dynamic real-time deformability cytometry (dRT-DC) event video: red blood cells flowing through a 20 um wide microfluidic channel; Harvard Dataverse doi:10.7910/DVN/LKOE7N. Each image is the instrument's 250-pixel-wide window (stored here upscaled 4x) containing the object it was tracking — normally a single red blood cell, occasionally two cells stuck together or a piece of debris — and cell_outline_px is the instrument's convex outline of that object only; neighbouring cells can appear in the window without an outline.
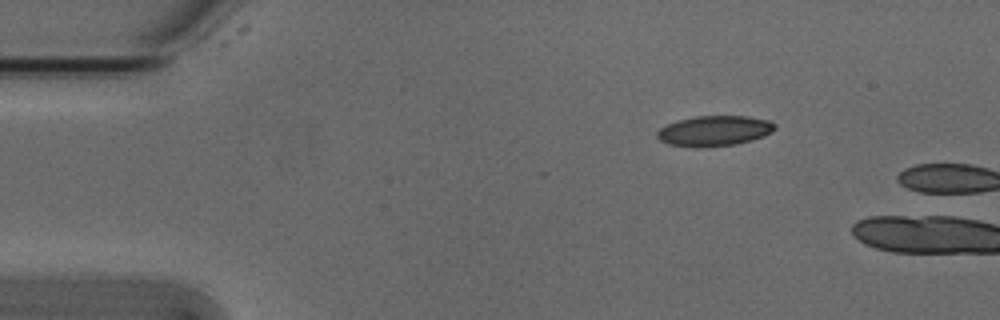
{"species": "Egyptian fruit bat (a non-hibernating species)", "species_latin": "Rousettus aegyptiacus", "temperature_condition": "cold", "stored_images_in_passage": 2, "camera_frame_rate_fps": 3000, "um_per_image_px": 0.085, "animal": {"sex": "male"}, "frame": {"image": 1, "passage_image": 1, "time_ms": 0.0, "image_size_px": [1000, 320], "cell_outline_px": [[776, 128], [772, 132], [764, 136], [752, 140], [736, 144], [700, 148], [696, 148], [668, 144], [660, 140], [656, 136], [656, 132], [660, 128], [676, 120], [696, 116], [748, 116], [768, 120], [776, 124]], "centroid_in_image_um": [60.71, 11.13], "position_along_channel_um": 24.3, "area_um2": 21.04}}